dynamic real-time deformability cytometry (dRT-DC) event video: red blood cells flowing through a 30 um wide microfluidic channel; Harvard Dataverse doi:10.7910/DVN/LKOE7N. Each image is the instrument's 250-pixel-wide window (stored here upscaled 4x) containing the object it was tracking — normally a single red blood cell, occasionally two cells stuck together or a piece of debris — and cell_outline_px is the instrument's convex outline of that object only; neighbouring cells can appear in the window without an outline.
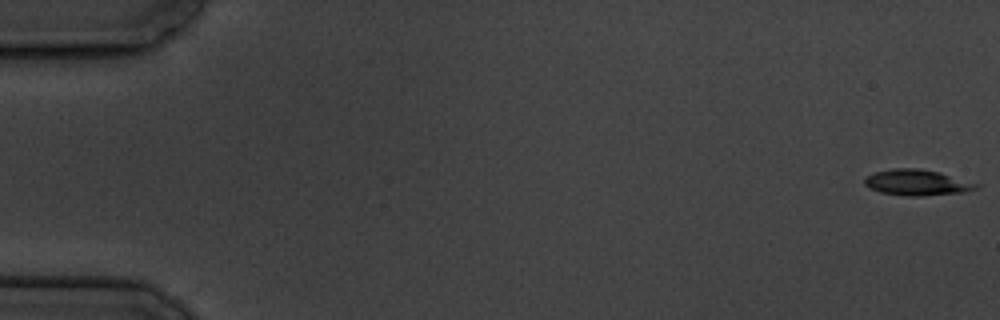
{"species": "common noctule bat (a hibernating species)", "species_latin": "Nyctalus noctula", "temperature_condition": "cold", "stored_images_in_passage": 8, "segment_of_instrument_passage": [1, 2], "camera_frame_rate_fps": 3000, "um_per_image_px": 0.085, "animal": {"sex": "male", "body_mass_g": 19.5, "forearm_length_mm": 54.6}, "frame": {"image": 1, "passage_image": 1, "time_ms": 0.0, "image_size_px": [1000, 320], "cell_outline_px": [[980, 184], [976, 188], [964, 192], [920, 196], [908, 196], [880, 192], [864, 184], [864, 180], [868, 176], [876, 172], [892, 168], [916, 168], [940, 172]], "centroid_in_image_um": [77.96, 15.51], "position_along_channel_um": 7.0, "area_um2": 16.59}}
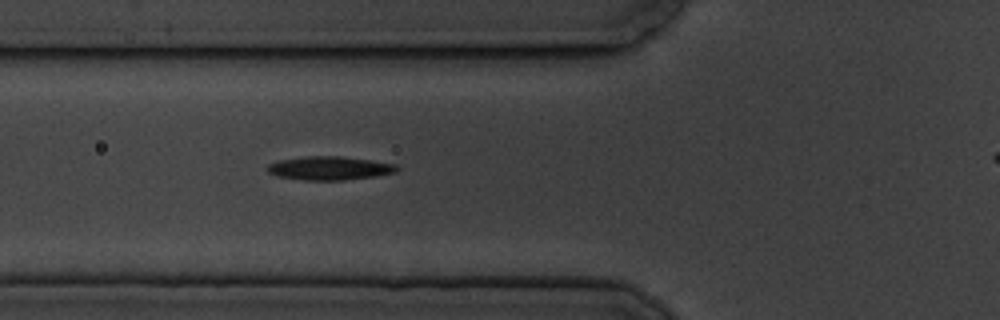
{"frame": {"image": 2, "passage_image": 7, "time_ms": 7.0, "image_size_px": [1000, 320], "cell_outline_px": [[400, 168], [396, 172], [372, 176], [344, 180], [304, 180], [276, 176], [268, 172], [264, 168], [268, 164], [280, 160], [304, 156], [340, 156], [396, 164]], "centroid_in_image_um": [27.95, 14.29], "position_along_channel_um": 97.8, "area_um2": 17.74}}